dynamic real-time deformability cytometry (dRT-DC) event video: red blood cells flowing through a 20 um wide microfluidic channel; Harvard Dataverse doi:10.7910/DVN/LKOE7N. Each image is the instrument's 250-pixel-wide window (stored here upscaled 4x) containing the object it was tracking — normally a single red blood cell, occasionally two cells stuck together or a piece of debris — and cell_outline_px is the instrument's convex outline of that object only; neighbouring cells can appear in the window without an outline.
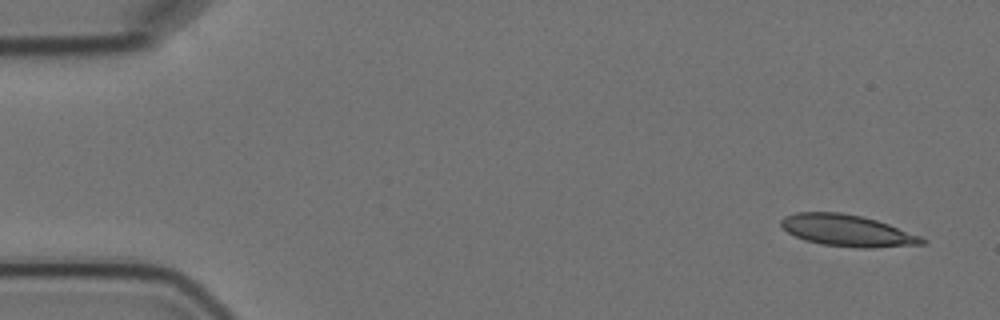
{"species": "Egyptian fruit bat (a non-hibernating species)", "species_latin": "Rousettus aegyptiacus", "temperature_condition": "cold", "stored_images_in_passage": 10, "camera_frame_rate_fps": 3000, "um_per_image_px": 0.085, "animal": {"sex": "female"}, "frame": {"image": 1, "passage_image": 1, "time_ms": 0.0, "image_size_px": [1000, 320], "cell_outline_px": [[928, 244], [872, 248], [860, 248], [824, 244], [804, 240], [788, 232], [780, 224], [780, 220], [784, 216], [796, 212], [840, 212], [860, 216], [876, 220], [888, 224], [920, 236], [928, 240]], "centroid_in_image_um": [72.04, 19.6], "position_along_channel_um": 13.0, "area_um2": 25.89}}
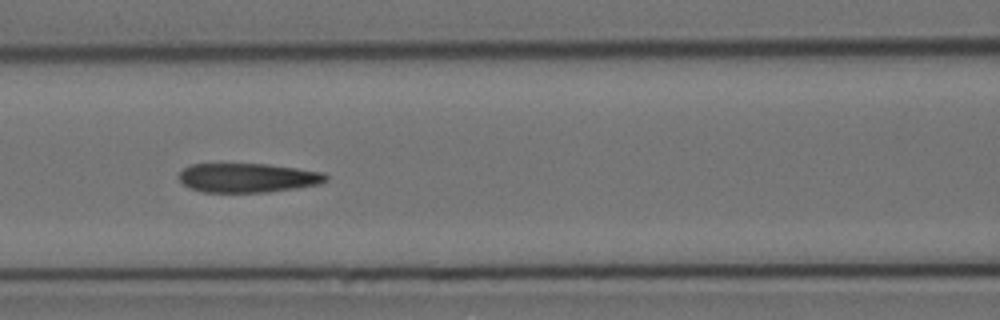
{"frame": {"image": 2, "passage_image": 7, "time_ms": 7.0, "image_size_px": [1000, 320], "cell_outline_px": [[328, 180], [320, 184], [296, 188], [268, 192], [204, 192], [192, 188], [184, 184], [176, 176], [184, 168], [192, 164], [268, 164], [324, 172], [328, 176]], "centroid_in_image_um": [21.08, 15.11], "position_along_channel_um": 145.5, "area_um2": 25.03}}
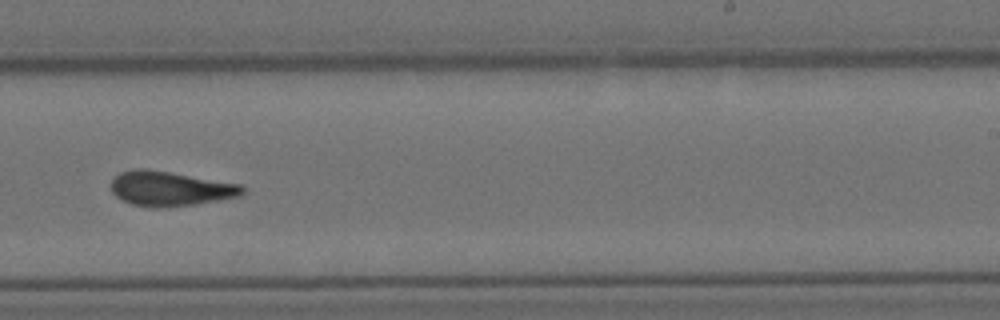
{"frame": {"image": 3, "passage_image": 10, "time_ms": 10.667, "image_size_px": [1000, 320], "cell_outline_px": [[244, 192], [240, 196], [220, 200], [192, 204], [160, 208], [156, 208], [132, 204], [116, 196], [112, 192], [112, 176], [120, 172], [136, 168], [144, 168], [240, 184], [244, 188]], "centroid_in_image_um": [14.43, 16.03], "position_along_channel_um": 274.6, "area_um2": 26.3}}